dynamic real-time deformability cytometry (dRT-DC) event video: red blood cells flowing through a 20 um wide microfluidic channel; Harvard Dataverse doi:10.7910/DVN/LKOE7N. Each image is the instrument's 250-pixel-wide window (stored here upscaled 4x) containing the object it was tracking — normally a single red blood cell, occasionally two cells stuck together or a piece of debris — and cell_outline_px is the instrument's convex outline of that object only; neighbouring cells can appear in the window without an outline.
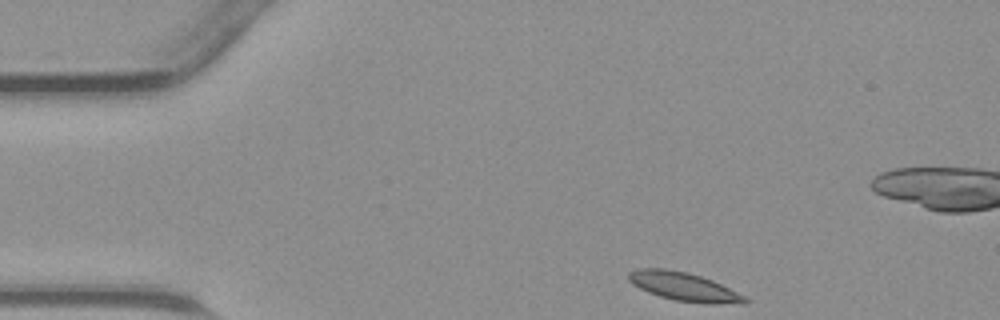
{"species": "common noctule bat (a hibernating species)", "species_latin": "Nyctalus noctula", "temperature_condition": "warm", "stored_images_in_passage": 32, "camera_frame_rate_fps": 3000, "um_per_image_px": 0.085, "animal": {"sex": "male", "body_mass_g": 23.1, "forearm_length_mm": 52.7}, "frame": {"image": 1, "passage_image": 1, "time_ms": 0.0, "image_size_px": [1000, 320], "cell_outline_px": [[748, 304], [712, 304], [676, 300], [660, 296], [648, 292], [632, 284], [628, 280], [628, 272], [640, 268], [664, 268], [688, 272], [712, 280], [744, 296], [748, 300]], "centroid_in_image_um": [58.12, 24.36], "position_along_channel_um": 26.9, "area_um2": 19.25}}
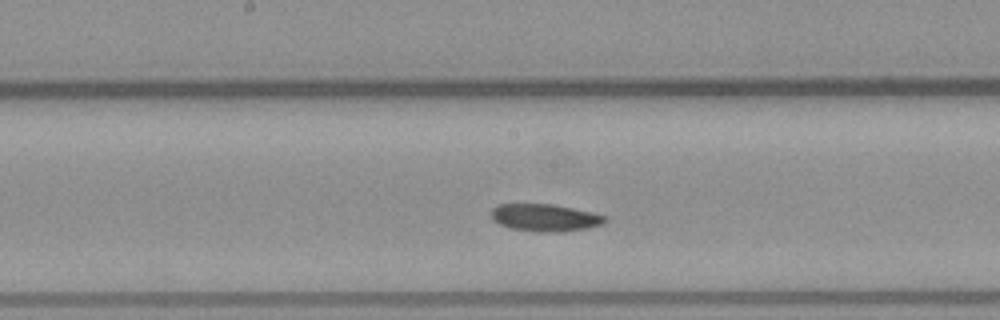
{"frame": {"image": 2, "passage_image": 17, "time_ms": 5.333, "image_size_px": [1000, 320], "cell_outline_px": [[604, 224], [588, 228], [564, 232], [536, 232], [512, 228], [500, 224], [492, 220], [492, 208], [500, 204], [552, 204], [592, 212], [604, 216]], "centroid_in_image_um": [46.32, 18.51], "position_along_channel_um": 201.9, "area_um2": 18.03}}
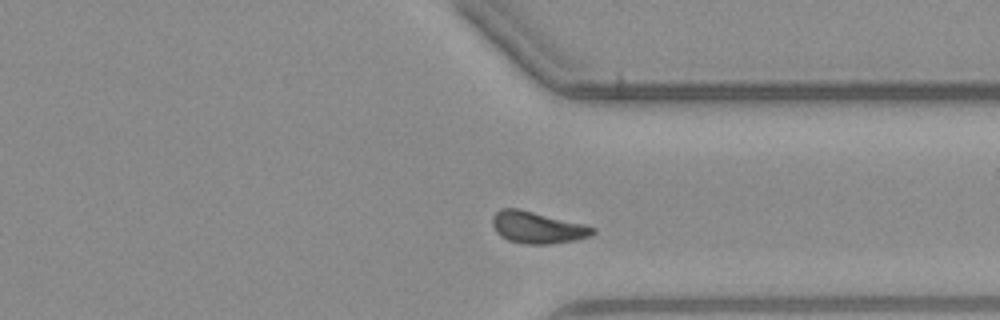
{"frame": {"image": 3, "passage_image": 28, "time_ms": 9.0, "image_size_px": [1000, 320], "cell_outline_px": [[596, 232], [588, 236], [576, 240], [548, 244], [524, 244], [508, 240], [500, 236], [496, 232], [492, 224], [492, 216], [500, 208], [516, 208], [584, 224], [596, 228]], "centroid_in_image_um": [45.65, 19.34], "position_along_channel_um": 365.8, "area_um2": 18.5}}